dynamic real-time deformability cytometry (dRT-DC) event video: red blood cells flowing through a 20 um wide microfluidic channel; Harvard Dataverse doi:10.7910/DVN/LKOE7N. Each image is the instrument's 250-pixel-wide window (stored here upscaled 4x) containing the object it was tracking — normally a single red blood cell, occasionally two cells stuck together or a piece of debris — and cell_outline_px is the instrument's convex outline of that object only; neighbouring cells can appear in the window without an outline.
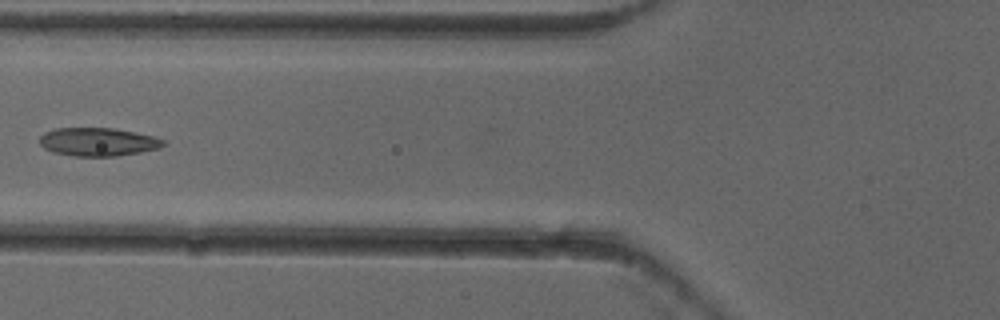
{"species": "common noctule bat (a hibernating species)", "species_latin": "Nyctalus noctula", "temperature_condition": "cold", "stored_images_in_passage": 7, "camera_frame_rate_fps": 3000, "um_per_image_px": 0.085, "animal": {"sex": "female"}, "frame": {"image": 1, "passage_image": 6, "time_ms": 1.667, "image_size_px": [1000, 320], "cell_outline_px": [[168, 144], [160, 148], [140, 152], [116, 156], [72, 156], [52, 152], [44, 148], [40, 144], [40, 136], [44, 132], [56, 128], [116, 128], [136, 132], [152, 136], [164, 140]], "centroid_in_image_um": [8.34, 12.06], "position_along_channel_um": 117.5, "area_um2": 20.58}}
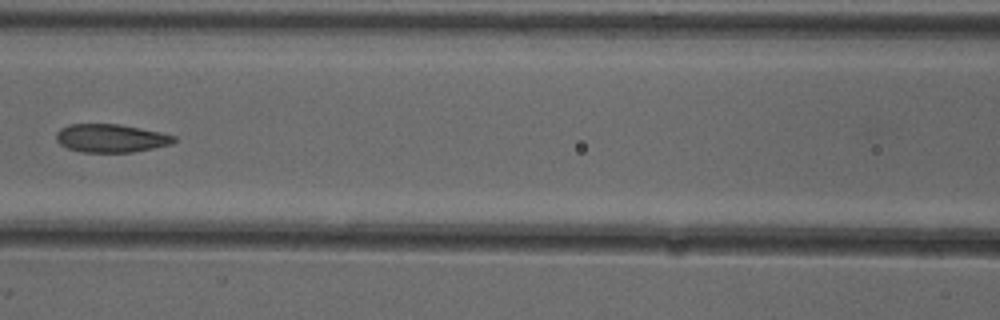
{"frame": {"image": 2, "passage_image": 7, "time_ms": 2.0, "image_size_px": [1000, 320], "cell_outline_px": [[176, 140], [172, 144], [132, 152], [84, 152], [68, 148], [60, 144], [56, 140], [56, 132], [60, 128], [68, 124], [120, 124], [160, 132], [176, 136]], "centroid_in_image_um": [9.42, 11.74], "position_along_channel_um": 157.2, "area_um2": 19.36}}